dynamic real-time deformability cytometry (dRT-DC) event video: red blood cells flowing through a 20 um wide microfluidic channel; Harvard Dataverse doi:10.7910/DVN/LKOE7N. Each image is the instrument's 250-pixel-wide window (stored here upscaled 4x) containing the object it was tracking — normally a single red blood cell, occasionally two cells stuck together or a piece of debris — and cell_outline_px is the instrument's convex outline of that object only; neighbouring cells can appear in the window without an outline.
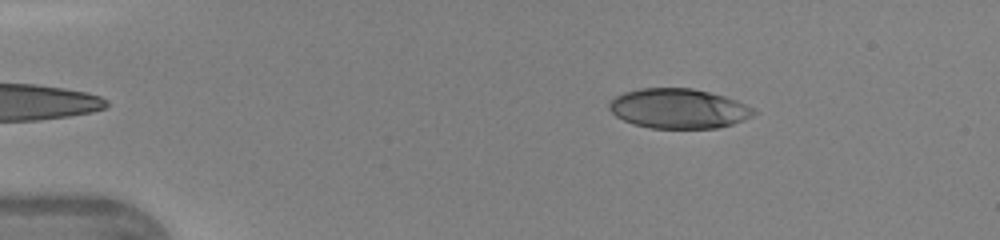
{"species": "human", "species_latin": "Homo sapiens", "temperature_condition": "warm", "stored_images_in_passage": 40, "camera_frame_rate_fps": 3000, "um_per_image_px": 0.085, "donor": {"sex": "female"}, "frame": {"image": 1, "passage_image": 2, "time_ms": 0.333, "image_size_px": [1000, 240], "cell_outline_px": [[756, 112], [752, 116], [744, 120], [732, 124], [716, 128], [652, 128], [632, 124], [616, 116], [608, 108], [608, 104], [616, 96], [624, 92], [640, 88], [692, 88], [724, 96], [736, 100], [756, 108]], "centroid_in_image_um": [57.68, 9.23], "position_along_channel_um": 27.3, "area_um2": 33.52}}
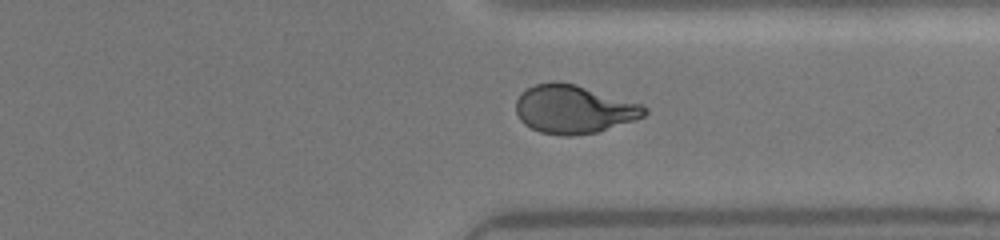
{"frame": {"image": 2, "passage_image": 30, "time_ms": 9.667, "image_size_px": [1000, 240], "cell_outline_px": [[648, 112], [644, 116], [636, 120], [596, 132], [568, 136], [564, 136], [540, 132], [524, 124], [520, 120], [516, 112], [516, 100], [528, 88], [536, 84], [552, 80], [556, 80], [576, 84], [644, 104], [648, 108]], "centroid_in_image_um": [48.81, 9.27], "position_along_channel_um": 362.6, "area_um2": 36.47}}
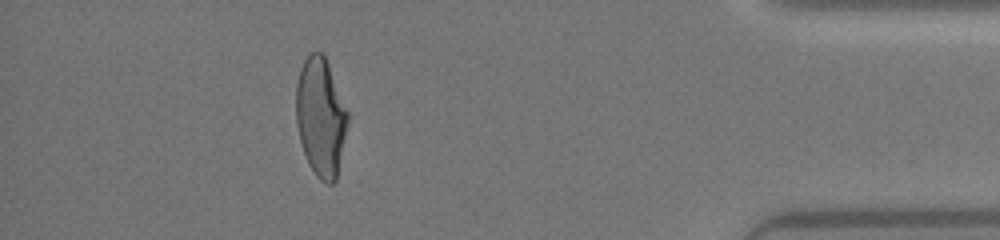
{"frame": {"image": 3, "passage_image": 36, "time_ms": 11.667, "image_size_px": [1000, 240], "cell_outline_px": [[348, 120], [336, 180], [332, 184], [328, 184], [320, 180], [316, 176], [308, 164], [300, 140], [296, 124], [296, 84], [300, 68], [304, 60], [312, 52], [324, 52], [348, 112]], "centroid_in_image_um": [27.25, 9.93], "position_along_channel_um": 408.0, "area_um2": 35.66}, "authors_computed_cell_mechanics": {"area_um2": 35.8071, "velocity_mm_per_s": 4.3715, "shape_relaxation_time_tau1_ms": 5.0633, "shape_relaxation_time_tau2_ms": 0.8717, "deformation_change_tau1": 0.217, "deformation_change_tau2": 0.0706}}